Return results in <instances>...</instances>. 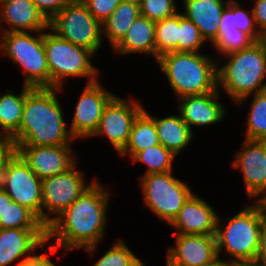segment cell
Listing matches in <instances>:
<instances>
[{
    "label": "cell",
    "instance_id": "1",
    "mask_svg": "<svg viewBox=\"0 0 266 266\" xmlns=\"http://www.w3.org/2000/svg\"><path fill=\"white\" fill-rule=\"evenodd\" d=\"M97 182L92 181V185L46 227V241L52 237L55 240L49 246L51 253L58 247H63L65 252L79 247L89 254L95 252L104 237L110 200L107 190Z\"/></svg>",
    "mask_w": 266,
    "mask_h": 266
},
{
    "label": "cell",
    "instance_id": "2",
    "mask_svg": "<svg viewBox=\"0 0 266 266\" xmlns=\"http://www.w3.org/2000/svg\"><path fill=\"white\" fill-rule=\"evenodd\" d=\"M60 88L26 86L25 104L14 145L65 146L75 138L67 129L56 91Z\"/></svg>",
    "mask_w": 266,
    "mask_h": 266
},
{
    "label": "cell",
    "instance_id": "3",
    "mask_svg": "<svg viewBox=\"0 0 266 266\" xmlns=\"http://www.w3.org/2000/svg\"><path fill=\"white\" fill-rule=\"evenodd\" d=\"M157 63L178 99L218 90L217 67L220 63L213 57L199 52H168L161 55Z\"/></svg>",
    "mask_w": 266,
    "mask_h": 266
},
{
    "label": "cell",
    "instance_id": "4",
    "mask_svg": "<svg viewBox=\"0 0 266 266\" xmlns=\"http://www.w3.org/2000/svg\"><path fill=\"white\" fill-rule=\"evenodd\" d=\"M225 56L229 59L226 65L217 67L218 87L235 102L240 104L248 96L266 91V83H262L266 78V48L261 40Z\"/></svg>",
    "mask_w": 266,
    "mask_h": 266
},
{
    "label": "cell",
    "instance_id": "5",
    "mask_svg": "<svg viewBox=\"0 0 266 266\" xmlns=\"http://www.w3.org/2000/svg\"><path fill=\"white\" fill-rule=\"evenodd\" d=\"M226 221L225 226H221L218 216L215 234L218 255L225 250L233 260L254 263L259 248L262 204L256 201L245 206Z\"/></svg>",
    "mask_w": 266,
    "mask_h": 266
},
{
    "label": "cell",
    "instance_id": "6",
    "mask_svg": "<svg viewBox=\"0 0 266 266\" xmlns=\"http://www.w3.org/2000/svg\"><path fill=\"white\" fill-rule=\"evenodd\" d=\"M44 49L50 73V87L62 89L67 77H87L88 82L97 81L98 70L91 62L94 53L59 37L53 31L44 32ZM97 76V77H96Z\"/></svg>",
    "mask_w": 266,
    "mask_h": 266
},
{
    "label": "cell",
    "instance_id": "7",
    "mask_svg": "<svg viewBox=\"0 0 266 266\" xmlns=\"http://www.w3.org/2000/svg\"><path fill=\"white\" fill-rule=\"evenodd\" d=\"M36 36L29 32L1 34L0 50L25 73L24 85L32 88L50 87V73L44 49V31Z\"/></svg>",
    "mask_w": 266,
    "mask_h": 266
},
{
    "label": "cell",
    "instance_id": "8",
    "mask_svg": "<svg viewBox=\"0 0 266 266\" xmlns=\"http://www.w3.org/2000/svg\"><path fill=\"white\" fill-rule=\"evenodd\" d=\"M48 29L94 54L103 40L102 24L92 16L81 0H71L59 13L55 14L48 21Z\"/></svg>",
    "mask_w": 266,
    "mask_h": 266
},
{
    "label": "cell",
    "instance_id": "9",
    "mask_svg": "<svg viewBox=\"0 0 266 266\" xmlns=\"http://www.w3.org/2000/svg\"><path fill=\"white\" fill-rule=\"evenodd\" d=\"M140 182L144 203L168 225L193 194L187 183L173 177L172 171L142 175Z\"/></svg>",
    "mask_w": 266,
    "mask_h": 266
},
{
    "label": "cell",
    "instance_id": "10",
    "mask_svg": "<svg viewBox=\"0 0 266 266\" xmlns=\"http://www.w3.org/2000/svg\"><path fill=\"white\" fill-rule=\"evenodd\" d=\"M42 180L14 151L6 160L0 187L19 205L27 207L42 222Z\"/></svg>",
    "mask_w": 266,
    "mask_h": 266
},
{
    "label": "cell",
    "instance_id": "11",
    "mask_svg": "<svg viewBox=\"0 0 266 266\" xmlns=\"http://www.w3.org/2000/svg\"><path fill=\"white\" fill-rule=\"evenodd\" d=\"M76 167L75 164L64 173L42 180V223L46 227L92 185L91 182L86 184L84 172ZM50 214H54L53 217Z\"/></svg>",
    "mask_w": 266,
    "mask_h": 266
},
{
    "label": "cell",
    "instance_id": "12",
    "mask_svg": "<svg viewBox=\"0 0 266 266\" xmlns=\"http://www.w3.org/2000/svg\"><path fill=\"white\" fill-rule=\"evenodd\" d=\"M143 109L136 101L114 96L105 106L99 125L92 136H107L120 155L128 144L133 122Z\"/></svg>",
    "mask_w": 266,
    "mask_h": 266
},
{
    "label": "cell",
    "instance_id": "13",
    "mask_svg": "<svg viewBox=\"0 0 266 266\" xmlns=\"http://www.w3.org/2000/svg\"><path fill=\"white\" fill-rule=\"evenodd\" d=\"M100 84L98 80L87 83L76 104L69 128L76 140L77 138L92 137L99 125L105 106L115 96Z\"/></svg>",
    "mask_w": 266,
    "mask_h": 266
},
{
    "label": "cell",
    "instance_id": "14",
    "mask_svg": "<svg viewBox=\"0 0 266 266\" xmlns=\"http://www.w3.org/2000/svg\"><path fill=\"white\" fill-rule=\"evenodd\" d=\"M70 146L14 145V148L27 166L43 180L64 173L77 164Z\"/></svg>",
    "mask_w": 266,
    "mask_h": 266
},
{
    "label": "cell",
    "instance_id": "15",
    "mask_svg": "<svg viewBox=\"0 0 266 266\" xmlns=\"http://www.w3.org/2000/svg\"><path fill=\"white\" fill-rule=\"evenodd\" d=\"M243 149L236 153L233 168L241 169L249 198L266 196V141L244 139Z\"/></svg>",
    "mask_w": 266,
    "mask_h": 266
},
{
    "label": "cell",
    "instance_id": "16",
    "mask_svg": "<svg viewBox=\"0 0 266 266\" xmlns=\"http://www.w3.org/2000/svg\"><path fill=\"white\" fill-rule=\"evenodd\" d=\"M174 235L176 244L166 261L172 266H205L218 256L215 235Z\"/></svg>",
    "mask_w": 266,
    "mask_h": 266
},
{
    "label": "cell",
    "instance_id": "17",
    "mask_svg": "<svg viewBox=\"0 0 266 266\" xmlns=\"http://www.w3.org/2000/svg\"><path fill=\"white\" fill-rule=\"evenodd\" d=\"M218 215L203 199L192 194L170 223L174 234L215 235Z\"/></svg>",
    "mask_w": 266,
    "mask_h": 266
},
{
    "label": "cell",
    "instance_id": "18",
    "mask_svg": "<svg viewBox=\"0 0 266 266\" xmlns=\"http://www.w3.org/2000/svg\"><path fill=\"white\" fill-rule=\"evenodd\" d=\"M46 229H0V266H8L20 257L30 256L38 247L43 250Z\"/></svg>",
    "mask_w": 266,
    "mask_h": 266
},
{
    "label": "cell",
    "instance_id": "19",
    "mask_svg": "<svg viewBox=\"0 0 266 266\" xmlns=\"http://www.w3.org/2000/svg\"><path fill=\"white\" fill-rule=\"evenodd\" d=\"M219 90L201 95H187L179 98L178 113L192 130L193 126H205L222 122L224 106L217 101Z\"/></svg>",
    "mask_w": 266,
    "mask_h": 266
},
{
    "label": "cell",
    "instance_id": "20",
    "mask_svg": "<svg viewBox=\"0 0 266 266\" xmlns=\"http://www.w3.org/2000/svg\"><path fill=\"white\" fill-rule=\"evenodd\" d=\"M0 22L10 28L6 32H38L48 29V20L34 5L32 0H0Z\"/></svg>",
    "mask_w": 266,
    "mask_h": 266
},
{
    "label": "cell",
    "instance_id": "21",
    "mask_svg": "<svg viewBox=\"0 0 266 266\" xmlns=\"http://www.w3.org/2000/svg\"><path fill=\"white\" fill-rule=\"evenodd\" d=\"M229 0H183L184 13L200 30L205 41L213 43L218 37L220 19Z\"/></svg>",
    "mask_w": 266,
    "mask_h": 266
},
{
    "label": "cell",
    "instance_id": "22",
    "mask_svg": "<svg viewBox=\"0 0 266 266\" xmlns=\"http://www.w3.org/2000/svg\"><path fill=\"white\" fill-rule=\"evenodd\" d=\"M113 49L122 55L142 52L156 59L155 21L139 15L129 27L127 34Z\"/></svg>",
    "mask_w": 266,
    "mask_h": 266
},
{
    "label": "cell",
    "instance_id": "23",
    "mask_svg": "<svg viewBox=\"0 0 266 266\" xmlns=\"http://www.w3.org/2000/svg\"><path fill=\"white\" fill-rule=\"evenodd\" d=\"M158 135L159 143L166 149L172 151L175 155L180 154L192 140L193 130L182 120L180 114L170 115L159 119L152 117Z\"/></svg>",
    "mask_w": 266,
    "mask_h": 266
},
{
    "label": "cell",
    "instance_id": "24",
    "mask_svg": "<svg viewBox=\"0 0 266 266\" xmlns=\"http://www.w3.org/2000/svg\"><path fill=\"white\" fill-rule=\"evenodd\" d=\"M160 144L158 140L155 122L150 114L143 109L135 118L128 144L120 153L129 154L131 159L141 150Z\"/></svg>",
    "mask_w": 266,
    "mask_h": 266
},
{
    "label": "cell",
    "instance_id": "25",
    "mask_svg": "<svg viewBox=\"0 0 266 266\" xmlns=\"http://www.w3.org/2000/svg\"><path fill=\"white\" fill-rule=\"evenodd\" d=\"M139 15V5L121 0L112 15L102 23V34L106 35L113 48L127 34L129 27Z\"/></svg>",
    "mask_w": 266,
    "mask_h": 266
},
{
    "label": "cell",
    "instance_id": "26",
    "mask_svg": "<svg viewBox=\"0 0 266 266\" xmlns=\"http://www.w3.org/2000/svg\"><path fill=\"white\" fill-rule=\"evenodd\" d=\"M25 96V85L18 96L10 91L0 94V127L4 130L2 136L11 139L19 131Z\"/></svg>",
    "mask_w": 266,
    "mask_h": 266
},
{
    "label": "cell",
    "instance_id": "27",
    "mask_svg": "<svg viewBox=\"0 0 266 266\" xmlns=\"http://www.w3.org/2000/svg\"><path fill=\"white\" fill-rule=\"evenodd\" d=\"M46 229L40 219L27 207L12 201L0 214V229Z\"/></svg>",
    "mask_w": 266,
    "mask_h": 266
},
{
    "label": "cell",
    "instance_id": "28",
    "mask_svg": "<svg viewBox=\"0 0 266 266\" xmlns=\"http://www.w3.org/2000/svg\"><path fill=\"white\" fill-rule=\"evenodd\" d=\"M179 12L155 22L156 62L168 52H178Z\"/></svg>",
    "mask_w": 266,
    "mask_h": 266
},
{
    "label": "cell",
    "instance_id": "29",
    "mask_svg": "<svg viewBox=\"0 0 266 266\" xmlns=\"http://www.w3.org/2000/svg\"><path fill=\"white\" fill-rule=\"evenodd\" d=\"M176 155L166 149L162 144L150 146L139 151L133 158V162H142L147 165V170L143 175L150 173H165L173 170L172 163Z\"/></svg>",
    "mask_w": 266,
    "mask_h": 266
},
{
    "label": "cell",
    "instance_id": "30",
    "mask_svg": "<svg viewBox=\"0 0 266 266\" xmlns=\"http://www.w3.org/2000/svg\"><path fill=\"white\" fill-rule=\"evenodd\" d=\"M245 139L266 141V91L254 94Z\"/></svg>",
    "mask_w": 266,
    "mask_h": 266
},
{
    "label": "cell",
    "instance_id": "31",
    "mask_svg": "<svg viewBox=\"0 0 266 266\" xmlns=\"http://www.w3.org/2000/svg\"><path fill=\"white\" fill-rule=\"evenodd\" d=\"M256 42L249 34L244 33L236 27L230 29H219L218 37L212 43L214 48L222 55L244 50Z\"/></svg>",
    "mask_w": 266,
    "mask_h": 266
},
{
    "label": "cell",
    "instance_id": "32",
    "mask_svg": "<svg viewBox=\"0 0 266 266\" xmlns=\"http://www.w3.org/2000/svg\"><path fill=\"white\" fill-rule=\"evenodd\" d=\"M93 266H146L120 239Z\"/></svg>",
    "mask_w": 266,
    "mask_h": 266
},
{
    "label": "cell",
    "instance_id": "33",
    "mask_svg": "<svg viewBox=\"0 0 266 266\" xmlns=\"http://www.w3.org/2000/svg\"><path fill=\"white\" fill-rule=\"evenodd\" d=\"M204 42L198 27L179 12L178 52H199Z\"/></svg>",
    "mask_w": 266,
    "mask_h": 266
},
{
    "label": "cell",
    "instance_id": "34",
    "mask_svg": "<svg viewBox=\"0 0 266 266\" xmlns=\"http://www.w3.org/2000/svg\"><path fill=\"white\" fill-rule=\"evenodd\" d=\"M175 0H142L139 5L140 15L152 21H159L174 16L177 12Z\"/></svg>",
    "mask_w": 266,
    "mask_h": 266
},
{
    "label": "cell",
    "instance_id": "35",
    "mask_svg": "<svg viewBox=\"0 0 266 266\" xmlns=\"http://www.w3.org/2000/svg\"><path fill=\"white\" fill-rule=\"evenodd\" d=\"M250 14L241 9L238 1L233 0L234 26L240 31L249 34L255 41H260L262 34L259 32L258 28L255 27L256 24L252 11Z\"/></svg>",
    "mask_w": 266,
    "mask_h": 266
},
{
    "label": "cell",
    "instance_id": "36",
    "mask_svg": "<svg viewBox=\"0 0 266 266\" xmlns=\"http://www.w3.org/2000/svg\"><path fill=\"white\" fill-rule=\"evenodd\" d=\"M92 16L101 24L109 18L121 0H81Z\"/></svg>",
    "mask_w": 266,
    "mask_h": 266
},
{
    "label": "cell",
    "instance_id": "37",
    "mask_svg": "<svg viewBox=\"0 0 266 266\" xmlns=\"http://www.w3.org/2000/svg\"><path fill=\"white\" fill-rule=\"evenodd\" d=\"M71 0H32L38 10L49 21L59 13Z\"/></svg>",
    "mask_w": 266,
    "mask_h": 266
},
{
    "label": "cell",
    "instance_id": "38",
    "mask_svg": "<svg viewBox=\"0 0 266 266\" xmlns=\"http://www.w3.org/2000/svg\"><path fill=\"white\" fill-rule=\"evenodd\" d=\"M253 264L258 266H266V213L264 211L263 206H262V221L260 226L259 248L255 262Z\"/></svg>",
    "mask_w": 266,
    "mask_h": 266
},
{
    "label": "cell",
    "instance_id": "39",
    "mask_svg": "<svg viewBox=\"0 0 266 266\" xmlns=\"http://www.w3.org/2000/svg\"><path fill=\"white\" fill-rule=\"evenodd\" d=\"M256 27L263 35L266 33V0H255L254 7L252 8Z\"/></svg>",
    "mask_w": 266,
    "mask_h": 266
},
{
    "label": "cell",
    "instance_id": "40",
    "mask_svg": "<svg viewBox=\"0 0 266 266\" xmlns=\"http://www.w3.org/2000/svg\"><path fill=\"white\" fill-rule=\"evenodd\" d=\"M15 151L13 141L10 138L2 136L0 131V177L3 172V168L6 160Z\"/></svg>",
    "mask_w": 266,
    "mask_h": 266
},
{
    "label": "cell",
    "instance_id": "41",
    "mask_svg": "<svg viewBox=\"0 0 266 266\" xmlns=\"http://www.w3.org/2000/svg\"><path fill=\"white\" fill-rule=\"evenodd\" d=\"M15 266H55V264L44 254L26 256Z\"/></svg>",
    "mask_w": 266,
    "mask_h": 266
},
{
    "label": "cell",
    "instance_id": "42",
    "mask_svg": "<svg viewBox=\"0 0 266 266\" xmlns=\"http://www.w3.org/2000/svg\"><path fill=\"white\" fill-rule=\"evenodd\" d=\"M234 27L235 26L233 22V0H229L227 6L224 8L222 12L219 29H230Z\"/></svg>",
    "mask_w": 266,
    "mask_h": 266
},
{
    "label": "cell",
    "instance_id": "43",
    "mask_svg": "<svg viewBox=\"0 0 266 266\" xmlns=\"http://www.w3.org/2000/svg\"><path fill=\"white\" fill-rule=\"evenodd\" d=\"M244 263L237 260H220V256L215 257L211 262L207 263L205 266H242Z\"/></svg>",
    "mask_w": 266,
    "mask_h": 266
},
{
    "label": "cell",
    "instance_id": "44",
    "mask_svg": "<svg viewBox=\"0 0 266 266\" xmlns=\"http://www.w3.org/2000/svg\"><path fill=\"white\" fill-rule=\"evenodd\" d=\"M12 201L10 196L0 187V214L3 213L7 204H10Z\"/></svg>",
    "mask_w": 266,
    "mask_h": 266
},
{
    "label": "cell",
    "instance_id": "45",
    "mask_svg": "<svg viewBox=\"0 0 266 266\" xmlns=\"http://www.w3.org/2000/svg\"><path fill=\"white\" fill-rule=\"evenodd\" d=\"M259 202L262 204L264 211L266 213V196L263 197Z\"/></svg>",
    "mask_w": 266,
    "mask_h": 266
},
{
    "label": "cell",
    "instance_id": "46",
    "mask_svg": "<svg viewBox=\"0 0 266 266\" xmlns=\"http://www.w3.org/2000/svg\"><path fill=\"white\" fill-rule=\"evenodd\" d=\"M124 1H128L130 3H134V4H137V5H140L142 3V0H124Z\"/></svg>",
    "mask_w": 266,
    "mask_h": 266
},
{
    "label": "cell",
    "instance_id": "47",
    "mask_svg": "<svg viewBox=\"0 0 266 266\" xmlns=\"http://www.w3.org/2000/svg\"><path fill=\"white\" fill-rule=\"evenodd\" d=\"M261 41L263 42L266 48V33L262 35Z\"/></svg>",
    "mask_w": 266,
    "mask_h": 266
},
{
    "label": "cell",
    "instance_id": "48",
    "mask_svg": "<svg viewBox=\"0 0 266 266\" xmlns=\"http://www.w3.org/2000/svg\"><path fill=\"white\" fill-rule=\"evenodd\" d=\"M242 266H258V265H255L253 263H246V264H243Z\"/></svg>",
    "mask_w": 266,
    "mask_h": 266
}]
</instances>
